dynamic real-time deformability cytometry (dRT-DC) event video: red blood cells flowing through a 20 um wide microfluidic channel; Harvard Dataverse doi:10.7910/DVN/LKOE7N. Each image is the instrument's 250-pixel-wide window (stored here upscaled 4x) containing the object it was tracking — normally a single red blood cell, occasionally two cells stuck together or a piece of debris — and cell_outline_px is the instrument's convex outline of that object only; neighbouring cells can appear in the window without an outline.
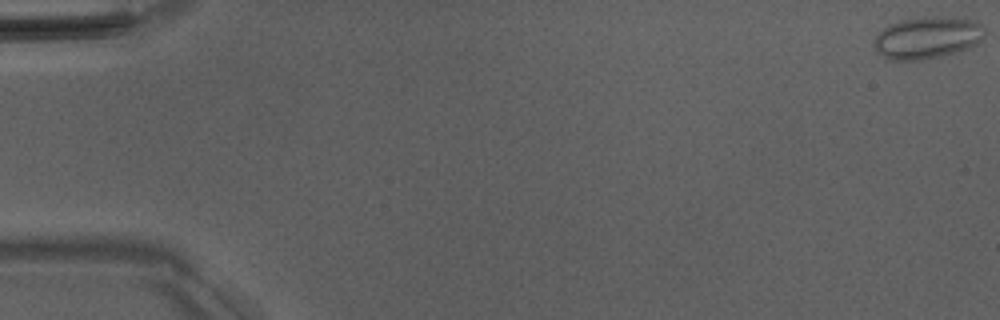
{"species": "Egyptian fruit bat (a non-hibernating species)", "species_latin": "Rousettus aegyptiacus", "temperature_condition": "room temperature", "stored_images_in_passage": 12, "camera_frame_rate_fps": 3000, "um_per_image_px": 0.085, "animal": {"sex": "male"}, "frame": {"image": 1, "passage_image": 1, "time_ms": 0.0, "image_size_px": [1000, 320], "cell_outline_px": [[984, 36], [976, 44], [968, 48], [956, 52], [940, 56], [920, 60], [888, 60], [876, 48], [876, 36], [888, 24], [900, 20], [940, 16], [976, 20], [984, 28]], "centroid_in_image_um": [78.85, 3.2], "position_along_channel_um": 6.1, "area_um2": 26.7}}